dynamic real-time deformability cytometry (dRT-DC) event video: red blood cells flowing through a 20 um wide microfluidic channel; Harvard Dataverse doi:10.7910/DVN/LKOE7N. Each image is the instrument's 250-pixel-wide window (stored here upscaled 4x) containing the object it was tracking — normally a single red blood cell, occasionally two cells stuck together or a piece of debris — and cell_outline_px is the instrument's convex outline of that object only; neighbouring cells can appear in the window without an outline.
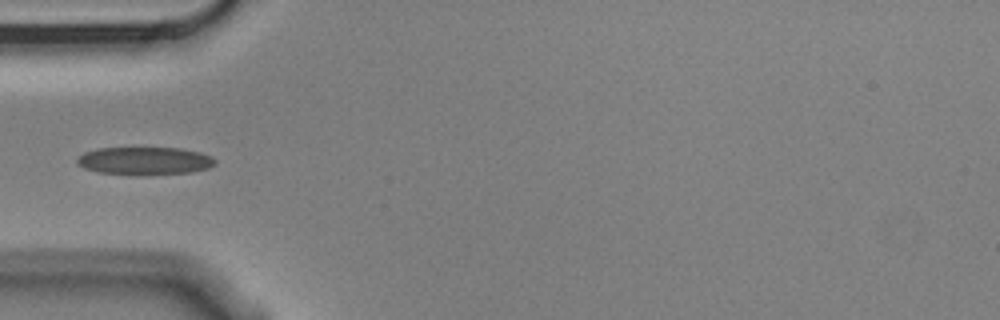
{"species": "Egyptian fruit bat (a non-hibernating species)", "species_latin": "Rousettus aegyptiacus", "temperature_condition": "cold", "stored_images_in_passage": 4, "camera_frame_rate_fps": 3000, "um_per_image_px": 0.085, "animal": {"sex": "male"}, "frame": {"image": 1, "passage_image": 4, "time_ms": 1.0, "image_size_px": [1000, 320], "cell_outline_px": [[216, 164], [208, 168], [192, 172], [136, 176], [100, 172], [84, 168], [76, 164], [76, 160], [84, 152], [100, 148], [180, 148], [200, 152], [212, 156], [216, 160]], "centroid_in_image_um": [12.31, 13.68], "position_along_channel_um": 72.7, "area_um2": 22.66}}